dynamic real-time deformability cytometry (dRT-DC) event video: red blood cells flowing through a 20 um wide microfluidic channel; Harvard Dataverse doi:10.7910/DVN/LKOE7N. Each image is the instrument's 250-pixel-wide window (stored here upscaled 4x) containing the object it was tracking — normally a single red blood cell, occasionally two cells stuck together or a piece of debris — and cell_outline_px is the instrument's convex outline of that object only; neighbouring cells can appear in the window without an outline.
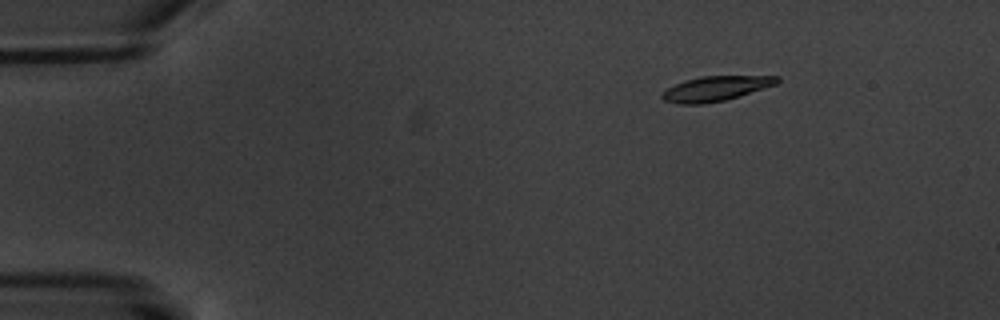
{"species": "common noctule bat (a hibernating species)", "species_latin": "Nyctalus noctula", "temperature_condition": "warm", "stored_images_in_passage": 4, "camera_frame_rate_fps": 3000, "um_per_image_px": 0.085, "animal": {"sex": "male", "body_mass_g": 20.1, "forearm_length_mm": 53.5}, "frame": {"image": 1, "passage_image": 1, "time_ms": 0.0, "image_size_px": [1000, 320], "cell_outline_px": [[780, 80], [776, 84], [724, 100], [704, 104], [676, 104], [664, 100], [660, 96], [668, 88], [684, 80], [700, 76], [780, 76]], "centroid_in_image_um": [60.8, 7.52], "position_along_channel_um": 24.2, "area_um2": 16.42}}
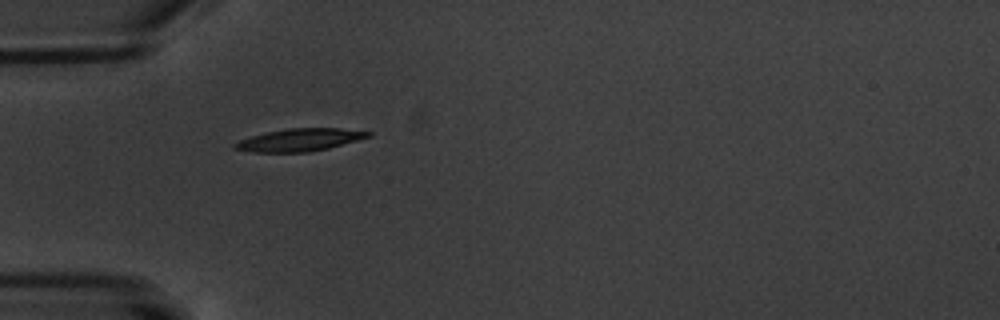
{"frame": {"image": 2, "passage_image": 3, "time_ms": 3.333, "image_size_px": [1000, 320], "cell_outline_px": [[372, 136], [328, 148], [308, 152], [252, 152], [232, 148], [232, 144], [240, 140], [252, 136], [268, 132], [288, 128], [340, 128], [372, 132]], "centroid_in_image_um": [25.47, 11.89], "position_along_channel_um": 59.5, "area_um2": 17.4}}